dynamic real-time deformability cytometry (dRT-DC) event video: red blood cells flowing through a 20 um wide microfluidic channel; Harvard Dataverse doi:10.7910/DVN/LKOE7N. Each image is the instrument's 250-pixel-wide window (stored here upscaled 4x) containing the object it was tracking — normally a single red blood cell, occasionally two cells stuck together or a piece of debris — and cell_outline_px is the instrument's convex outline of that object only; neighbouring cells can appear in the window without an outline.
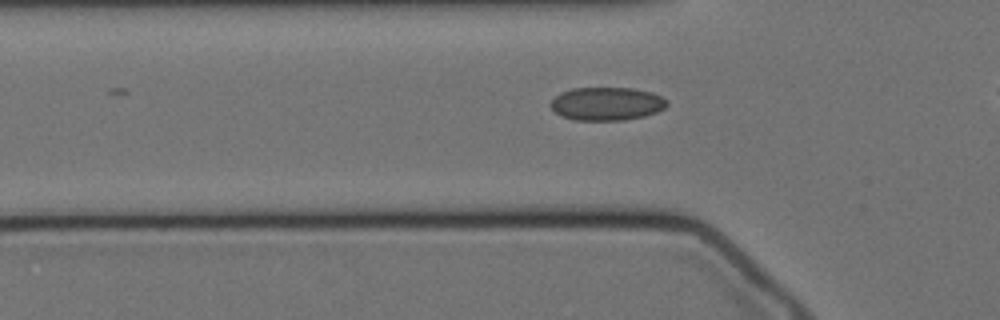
{"species": "Egyptian fruit bat (a non-hibernating species)", "species_latin": "Rousettus aegyptiacus", "temperature_condition": "cold", "stored_images_in_passage": 18, "camera_frame_rate_fps": 3000, "um_per_image_px": 0.085, "animal": {"sex": "female"}, "frame": {"image": 1, "passage_image": 2, "time_ms": 0.333, "image_size_px": [1000, 320], "cell_outline_px": [[668, 104], [664, 108], [656, 112], [644, 116], [624, 120], [572, 120], [556, 112], [548, 104], [560, 92], [572, 88], [632, 88], [652, 92], [668, 100]], "centroid_in_image_um": [51.57, 8.81], "position_along_channel_um": 74.2, "area_um2": 22.54}}
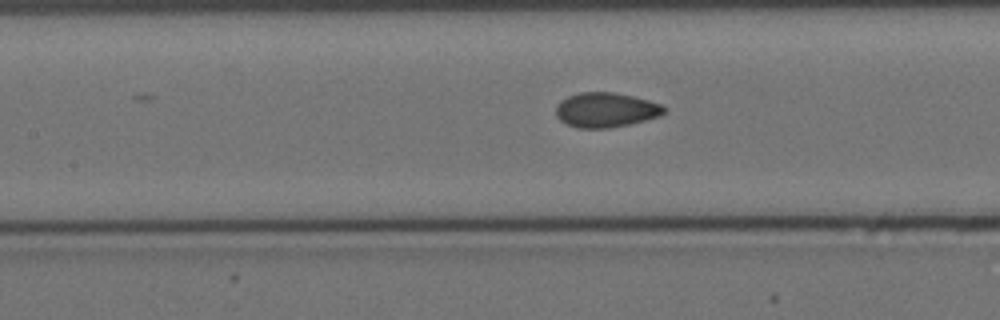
{"frame": {"image": 2, "passage_image": 9, "time_ms": 2.667, "image_size_px": [1000, 320], "cell_outline_px": [[668, 108], [660, 116], [628, 124], [608, 128], [576, 128], [560, 120], [556, 116], [556, 104], [560, 100], [568, 96], [580, 92], [612, 92], [632, 96], [648, 100], [660, 104]], "centroid_in_image_um": [51.47, 9.34], "position_along_channel_um": 155.9, "area_um2": 21.85}}
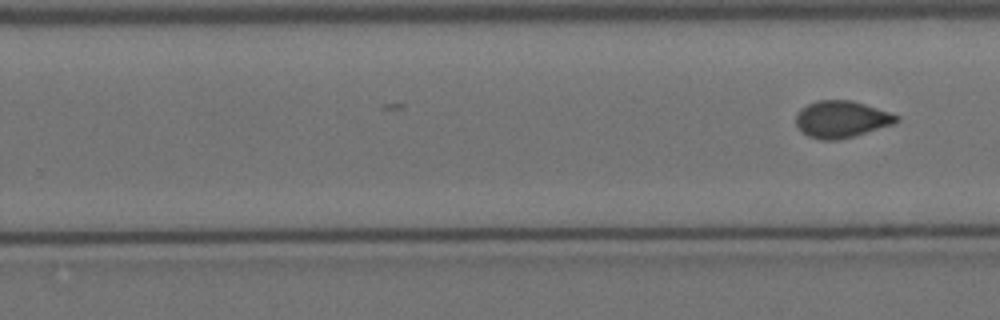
{"frame": {"image": 3, "passage_image": 18, "time_ms": 5.667, "image_size_px": [1000, 320], "cell_outline_px": [[900, 120], [892, 124], [852, 136], [836, 140], [820, 140], [808, 136], [800, 132], [796, 124], [796, 116], [800, 108], [816, 100], [852, 100], [900, 116]], "centroid_in_image_um": [71.47, 10.13], "position_along_channel_um": 258.3, "area_um2": 21.44}}